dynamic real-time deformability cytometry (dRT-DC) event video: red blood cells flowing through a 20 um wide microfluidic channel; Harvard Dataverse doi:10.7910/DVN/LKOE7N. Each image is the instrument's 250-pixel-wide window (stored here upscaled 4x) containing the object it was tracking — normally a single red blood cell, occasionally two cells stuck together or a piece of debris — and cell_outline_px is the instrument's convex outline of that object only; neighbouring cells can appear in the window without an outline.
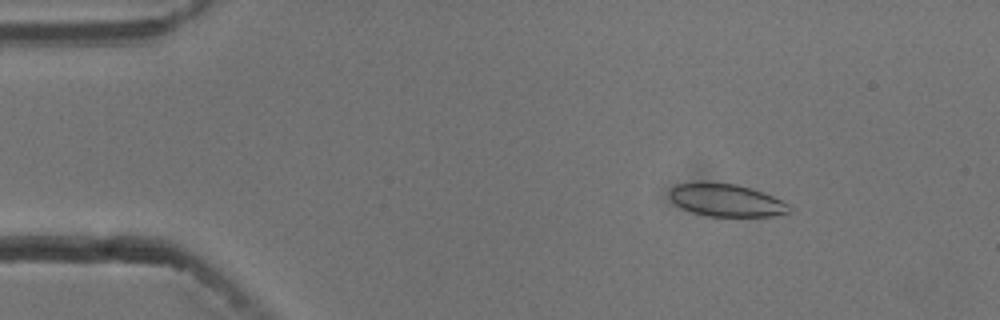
{"species": "common noctule bat (a hibernating species)", "species_latin": "Nyctalus noctula", "temperature_condition": "cold", "stored_images_in_passage": 49, "camera_frame_rate_fps": 3000, "um_per_image_px": 0.085, "animal": {"sex": "male", "body_mass_g": 13.3}, "frame": {"image": 1, "passage_image": 2, "time_ms": 0.333, "image_size_px": [1000, 320], "cell_outline_px": [[792, 212], [772, 216], [708, 216], [692, 212], [680, 208], [668, 196], [668, 192], [676, 184], [696, 180], [736, 184], [752, 188], [772, 196], [788, 204], [792, 208]], "centroid_in_image_um": [61.68, 16.99], "position_along_channel_um": 23.3, "area_um2": 23.18}}
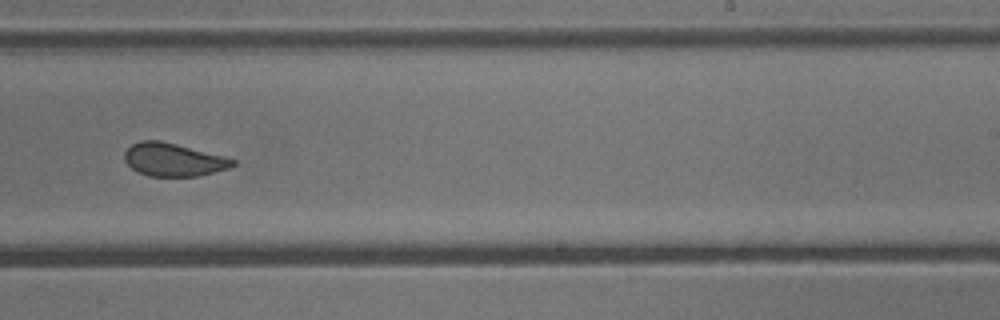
{"frame": {"image": 2, "passage_image": 28, "time_ms": 9.0, "image_size_px": [1000, 320], "cell_outline_px": [[236, 164], [228, 168], [196, 176], [148, 176], [132, 168], [124, 160], [124, 152], [132, 144], [140, 140], [160, 140], [224, 156], [236, 160]], "centroid_in_image_um": [14.72, 13.56], "position_along_channel_um": 274.3, "area_um2": 20.63}}
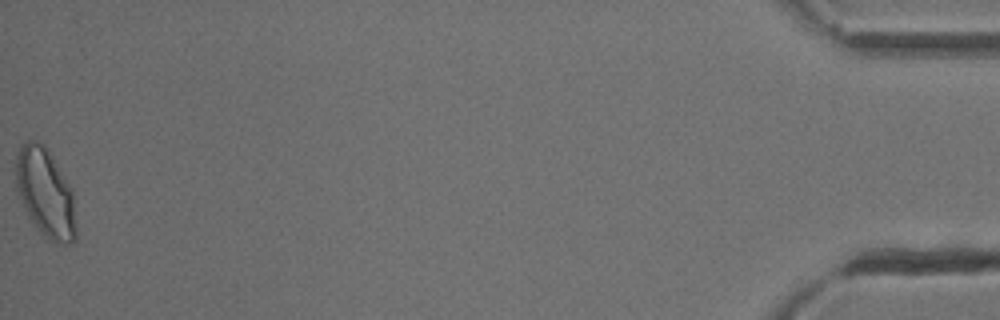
{"frame": {"image": 3, "passage_image": 49, "time_ms": 16.0, "image_size_px": [1000, 320], "cell_outline_px": [[76, 240], [72, 244], [56, 244], [44, 236], [32, 224], [16, 192], [16, 156], [20, 144], [24, 140], [36, 140], [44, 144], [72, 188], [76, 228]], "centroid_in_image_um": [3.84, 16.41], "position_along_channel_um": 431.4, "area_um2": 31.62}, "authors_computed_cell_mechanics": {"area_um2": 22.4842, "velocity_mm_per_s": 3.7385, "shape_relaxation_time_tau1_ms": 5.3158, "shape_relaxation_time_tau2_ms": 1.0901, "deformation_change_tau1": 0.1235, "deformation_change_tau2": 0.0722}}